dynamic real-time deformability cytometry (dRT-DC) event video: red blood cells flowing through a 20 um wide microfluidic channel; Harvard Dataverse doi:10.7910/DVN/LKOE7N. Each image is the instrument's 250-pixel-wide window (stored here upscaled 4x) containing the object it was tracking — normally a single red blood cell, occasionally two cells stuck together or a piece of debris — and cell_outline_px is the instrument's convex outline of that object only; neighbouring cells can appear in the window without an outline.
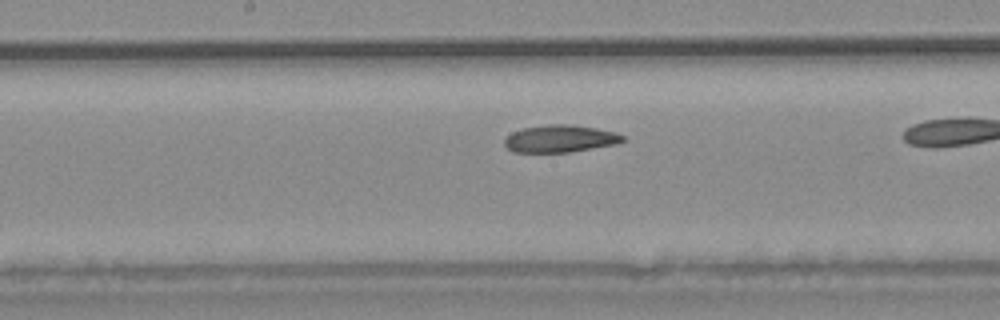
{"species": "common noctule bat (a hibernating species)", "species_latin": "Nyctalus noctula", "temperature_condition": "warm", "stored_images_in_passage": 19, "camera_frame_rate_fps": 3000, "um_per_image_px": 0.085, "animal": {"sex": "male", "body_mass_g": 20.4}, "frame": {"image": 1, "passage_image": 9, "time_ms": 2.667, "image_size_px": [1000, 320], "cell_outline_px": [[628, 140], [616, 144], [568, 152], [512, 152], [504, 144], [504, 140], [512, 132], [524, 128], [548, 124], [568, 124], [596, 128], [616, 132], [624, 136]], "centroid_in_image_um": [47.64, 11.78], "position_along_channel_um": 200.6, "area_um2": 18.79}}